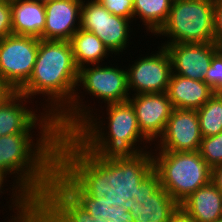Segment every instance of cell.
Listing matches in <instances>:
<instances>
[{
	"label": "cell",
	"instance_id": "29",
	"mask_svg": "<svg viewBox=\"0 0 222 222\" xmlns=\"http://www.w3.org/2000/svg\"><path fill=\"white\" fill-rule=\"evenodd\" d=\"M13 34L11 0L0 1V39Z\"/></svg>",
	"mask_w": 222,
	"mask_h": 222
},
{
	"label": "cell",
	"instance_id": "10",
	"mask_svg": "<svg viewBox=\"0 0 222 222\" xmlns=\"http://www.w3.org/2000/svg\"><path fill=\"white\" fill-rule=\"evenodd\" d=\"M156 52L139 57L132 66L124 67L130 95L167 92L172 74L171 59L161 45Z\"/></svg>",
	"mask_w": 222,
	"mask_h": 222
},
{
	"label": "cell",
	"instance_id": "31",
	"mask_svg": "<svg viewBox=\"0 0 222 222\" xmlns=\"http://www.w3.org/2000/svg\"><path fill=\"white\" fill-rule=\"evenodd\" d=\"M211 182L222 192V164L212 168Z\"/></svg>",
	"mask_w": 222,
	"mask_h": 222
},
{
	"label": "cell",
	"instance_id": "7",
	"mask_svg": "<svg viewBox=\"0 0 222 222\" xmlns=\"http://www.w3.org/2000/svg\"><path fill=\"white\" fill-rule=\"evenodd\" d=\"M167 44L214 42L213 0H179L171 4L165 24L155 34Z\"/></svg>",
	"mask_w": 222,
	"mask_h": 222
},
{
	"label": "cell",
	"instance_id": "12",
	"mask_svg": "<svg viewBox=\"0 0 222 222\" xmlns=\"http://www.w3.org/2000/svg\"><path fill=\"white\" fill-rule=\"evenodd\" d=\"M202 138L197 111L174 108L153 151H198Z\"/></svg>",
	"mask_w": 222,
	"mask_h": 222
},
{
	"label": "cell",
	"instance_id": "35",
	"mask_svg": "<svg viewBox=\"0 0 222 222\" xmlns=\"http://www.w3.org/2000/svg\"><path fill=\"white\" fill-rule=\"evenodd\" d=\"M32 1H37V2H40V3H47V2H50V1H53V0H32Z\"/></svg>",
	"mask_w": 222,
	"mask_h": 222
},
{
	"label": "cell",
	"instance_id": "20",
	"mask_svg": "<svg viewBox=\"0 0 222 222\" xmlns=\"http://www.w3.org/2000/svg\"><path fill=\"white\" fill-rule=\"evenodd\" d=\"M12 30L15 35L42 39L45 4L32 0H11Z\"/></svg>",
	"mask_w": 222,
	"mask_h": 222
},
{
	"label": "cell",
	"instance_id": "24",
	"mask_svg": "<svg viewBox=\"0 0 222 222\" xmlns=\"http://www.w3.org/2000/svg\"><path fill=\"white\" fill-rule=\"evenodd\" d=\"M197 111L202 137L222 132V93L215 92Z\"/></svg>",
	"mask_w": 222,
	"mask_h": 222
},
{
	"label": "cell",
	"instance_id": "30",
	"mask_svg": "<svg viewBox=\"0 0 222 222\" xmlns=\"http://www.w3.org/2000/svg\"><path fill=\"white\" fill-rule=\"evenodd\" d=\"M214 43L222 49V0H213Z\"/></svg>",
	"mask_w": 222,
	"mask_h": 222
},
{
	"label": "cell",
	"instance_id": "27",
	"mask_svg": "<svg viewBox=\"0 0 222 222\" xmlns=\"http://www.w3.org/2000/svg\"><path fill=\"white\" fill-rule=\"evenodd\" d=\"M111 14L128 18L133 23V2L134 0H97Z\"/></svg>",
	"mask_w": 222,
	"mask_h": 222
},
{
	"label": "cell",
	"instance_id": "19",
	"mask_svg": "<svg viewBox=\"0 0 222 222\" xmlns=\"http://www.w3.org/2000/svg\"><path fill=\"white\" fill-rule=\"evenodd\" d=\"M180 207L195 222H215L222 218V192L210 182L192 193Z\"/></svg>",
	"mask_w": 222,
	"mask_h": 222
},
{
	"label": "cell",
	"instance_id": "21",
	"mask_svg": "<svg viewBox=\"0 0 222 222\" xmlns=\"http://www.w3.org/2000/svg\"><path fill=\"white\" fill-rule=\"evenodd\" d=\"M179 207L162 187L145 200H132L128 203L133 222H167Z\"/></svg>",
	"mask_w": 222,
	"mask_h": 222
},
{
	"label": "cell",
	"instance_id": "13",
	"mask_svg": "<svg viewBox=\"0 0 222 222\" xmlns=\"http://www.w3.org/2000/svg\"><path fill=\"white\" fill-rule=\"evenodd\" d=\"M35 222H97L55 180L35 204Z\"/></svg>",
	"mask_w": 222,
	"mask_h": 222
},
{
	"label": "cell",
	"instance_id": "22",
	"mask_svg": "<svg viewBox=\"0 0 222 222\" xmlns=\"http://www.w3.org/2000/svg\"><path fill=\"white\" fill-rule=\"evenodd\" d=\"M69 42L78 69L87 65L100 64V62L102 64V61L112 54L97 35L80 28Z\"/></svg>",
	"mask_w": 222,
	"mask_h": 222
},
{
	"label": "cell",
	"instance_id": "9",
	"mask_svg": "<svg viewBox=\"0 0 222 222\" xmlns=\"http://www.w3.org/2000/svg\"><path fill=\"white\" fill-rule=\"evenodd\" d=\"M80 17V29L97 35L112 55H122L129 46L133 23L128 18L111 14L97 0H83Z\"/></svg>",
	"mask_w": 222,
	"mask_h": 222
},
{
	"label": "cell",
	"instance_id": "28",
	"mask_svg": "<svg viewBox=\"0 0 222 222\" xmlns=\"http://www.w3.org/2000/svg\"><path fill=\"white\" fill-rule=\"evenodd\" d=\"M161 188L158 173L153 169L141 182L136 198L133 200H145Z\"/></svg>",
	"mask_w": 222,
	"mask_h": 222
},
{
	"label": "cell",
	"instance_id": "26",
	"mask_svg": "<svg viewBox=\"0 0 222 222\" xmlns=\"http://www.w3.org/2000/svg\"><path fill=\"white\" fill-rule=\"evenodd\" d=\"M215 92L222 93V49L212 57L211 65L207 70L204 80Z\"/></svg>",
	"mask_w": 222,
	"mask_h": 222
},
{
	"label": "cell",
	"instance_id": "36",
	"mask_svg": "<svg viewBox=\"0 0 222 222\" xmlns=\"http://www.w3.org/2000/svg\"><path fill=\"white\" fill-rule=\"evenodd\" d=\"M215 222H222V218L221 219H218L217 221H215Z\"/></svg>",
	"mask_w": 222,
	"mask_h": 222
},
{
	"label": "cell",
	"instance_id": "11",
	"mask_svg": "<svg viewBox=\"0 0 222 222\" xmlns=\"http://www.w3.org/2000/svg\"><path fill=\"white\" fill-rule=\"evenodd\" d=\"M30 101L27 96L14 91L0 104V136L33 133L37 128L39 131H59L51 115L43 110L36 114L37 108L27 107L28 102L32 103Z\"/></svg>",
	"mask_w": 222,
	"mask_h": 222
},
{
	"label": "cell",
	"instance_id": "17",
	"mask_svg": "<svg viewBox=\"0 0 222 222\" xmlns=\"http://www.w3.org/2000/svg\"><path fill=\"white\" fill-rule=\"evenodd\" d=\"M54 180L97 222H133L128 206H111L105 197L94 199L88 196L57 165Z\"/></svg>",
	"mask_w": 222,
	"mask_h": 222
},
{
	"label": "cell",
	"instance_id": "23",
	"mask_svg": "<svg viewBox=\"0 0 222 222\" xmlns=\"http://www.w3.org/2000/svg\"><path fill=\"white\" fill-rule=\"evenodd\" d=\"M171 4V0H134L133 20L140 18L146 32L155 36L167 21Z\"/></svg>",
	"mask_w": 222,
	"mask_h": 222
},
{
	"label": "cell",
	"instance_id": "15",
	"mask_svg": "<svg viewBox=\"0 0 222 222\" xmlns=\"http://www.w3.org/2000/svg\"><path fill=\"white\" fill-rule=\"evenodd\" d=\"M171 59L172 73L203 81L213 55L219 50L214 42L177 43L164 46Z\"/></svg>",
	"mask_w": 222,
	"mask_h": 222
},
{
	"label": "cell",
	"instance_id": "34",
	"mask_svg": "<svg viewBox=\"0 0 222 222\" xmlns=\"http://www.w3.org/2000/svg\"><path fill=\"white\" fill-rule=\"evenodd\" d=\"M7 181V178H6V175L5 174H3V173H0V195L3 193H5V190H4V186H5V184L6 183H4V182H6ZM4 184V185H3ZM3 188V189H2ZM3 191V192H2Z\"/></svg>",
	"mask_w": 222,
	"mask_h": 222
},
{
	"label": "cell",
	"instance_id": "8",
	"mask_svg": "<svg viewBox=\"0 0 222 222\" xmlns=\"http://www.w3.org/2000/svg\"><path fill=\"white\" fill-rule=\"evenodd\" d=\"M39 38L11 34L0 39V78L18 91L32 75Z\"/></svg>",
	"mask_w": 222,
	"mask_h": 222
},
{
	"label": "cell",
	"instance_id": "18",
	"mask_svg": "<svg viewBox=\"0 0 222 222\" xmlns=\"http://www.w3.org/2000/svg\"><path fill=\"white\" fill-rule=\"evenodd\" d=\"M215 91L204 81L171 74L167 94L173 108L198 110Z\"/></svg>",
	"mask_w": 222,
	"mask_h": 222
},
{
	"label": "cell",
	"instance_id": "3",
	"mask_svg": "<svg viewBox=\"0 0 222 222\" xmlns=\"http://www.w3.org/2000/svg\"><path fill=\"white\" fill-rule=\"evenodd\" d=\"M106 105L108 117L102 119L107 121L104 122L100 113L98 115L93 111L94 114H90L71 133L86 150L100 159L114 160L132 158L138 153L147 151L149 149L147 144L149 146L154 144L141 133L135 109L129 101Z\"/></svg>",
	"mask_w": 222,
	"mask_h": 222
},
{
	"label": "cell",
	"instance_id": "33",
	"mask_svg": "<svg viewBox=\"0 0 222 222\" xmlns=\"http://www.w3.org/2000/svg\"><path fill=\"white\" fill-rule=\"evenodd\" d=\"M14 91L0 78V104Z\"/></svg>",
	"mask_w": 222,
	"mask_h": 222
},
{
	"label": "cell",
	"instance_id": "4",
	"mask_svg": "<svg viewBox=\"0 0 222 222\" xmlns=\"http://www.w3.org/2000/svg\"><path fill=\"white\" fill-rule=\"evenodd\" d=\"M78 72L69 41L39 39L32 75L18 92L30 100L43 95L41 108L56 119L73 100Z\"/></svg>",
	"mask_w": 222,
	"mask_h": 222
},
{
	"label": "cell",
	"instance_id": "6",
	"mask_svg": "<svg viewBox=\"0 0 222 222\" xmlns=\"http://www.w3.org/2000/svg\"><path fill=\"white\" fill-rule=\"evenodd\" d=\"M152 157L161 187L179 205L197 189L211 182L212 169L198 151H153Z\"/></svg>",
	"mask_w": 222,
	"mask_h": 222
},
{
	"label": "cell",
	"instance_id": "1",
	"mask_svg": "<svg viewBox=\"0 0 222 222\" xmlns=\"http://www.w3.org/2000/svg\"><path fill=\"white\" fill-rule=\"evenodd\" d=\"M152 148L132 158L106 160L86 150L71 134L57 144V166L88 196L111 206H128L154 169Z\"/></svg>",
	"mask_w": 222,
	"mask_h": 222
},
{
	"label": "cell",
	"instance_id": "16",
	"mask_svg": "<svg viewBox=\"0 0 222 222\" xmlns=\"http://www.w3.org/2000/svg\"><path fill=\"white\" fill-rule=\"evenodd\" d=\"M83 0H53L45 3L44 40L69 41L80 28Z\"/></svg>",
	"mask_w": 222,
	"mask_h": 222
},
{
	"label": "cell",
	"instance_id": "5",
	"mask_svg": "<svg viewBox=\"0 0 222 222\" xmlns=\"http://www.w3.org/2000/svg\"><path fill=\"white\" fill-rule=\"evenodd\" d=\"M76 88L71 104L55 119L61 135L71 134L95 110L89 106V103L84 104L85 99L81 98L79 89H85L86 94L90 96L92 94L106 104L125 102L131 96L128 89L127 69L117 65L113 67V65L95 64L80 68Z\"/></svg>",
	"mask_w": 222,
	"mask_h": 222
},
{
	"label": "cell",
	"instance_id": "2",
	"mask_svg": "<svg viewBox=\"0 0 222 222\" xmlns=\"http://www.w3.org/2000/svg\"><path fill=\"white\" fill-rule=\"evenodd\" d=\"M37 132L36 140L32 133L0 136V173L15 177L14 185H10L9 201H12L8 207L16 215L6 222H35V204L54 180L61 134L59 131Z\"/></svg>",
	"mask_w": 222,
	"mask_h": 222
},
{
	"label": "cell",
	"instance_id": "32",
	"mask_svg": "<svg viewBox=\"0 0 222 222\" xmlns=\"http://www.w3.org/2000/svg\"><path fill=\"white\" fill-rule=\"evenodd\" d=\"M167 222H195V221L181 207H179Z\"/></svg>",
	"mask_w": 222,
	"mask_h": 222
},
{
	"label": "cell",
	"instance_id": "25",
	"mask_svg": "<svg viewBox=\"0 0 222 222\" xmlns=\"http://www.w3.org/2000/svg\"><path fill=\"white\" fill-rule=\"evenodd\" d=\"M198 152L211 169L222 164V132L202 138Z\"/></svg>",
	"mask_w": 222,
	"mask_h": 222
},
{
	"label": "cell",
	"instance_id": "14",
	"mask_svg": "<svg viewBox=\"0 0 222 222\" xmlns=\"http://www.w3.org/2000/svg\"><path fill=\"white\" fill-rule=\"evenodd\" d=\"M128 101L135 109L141 133L151 143L157 142L174 109L167 92L132 95Z\"/></svg>",
	"mask_w": 222,
	"mask_h": 222
}]
</instances>
